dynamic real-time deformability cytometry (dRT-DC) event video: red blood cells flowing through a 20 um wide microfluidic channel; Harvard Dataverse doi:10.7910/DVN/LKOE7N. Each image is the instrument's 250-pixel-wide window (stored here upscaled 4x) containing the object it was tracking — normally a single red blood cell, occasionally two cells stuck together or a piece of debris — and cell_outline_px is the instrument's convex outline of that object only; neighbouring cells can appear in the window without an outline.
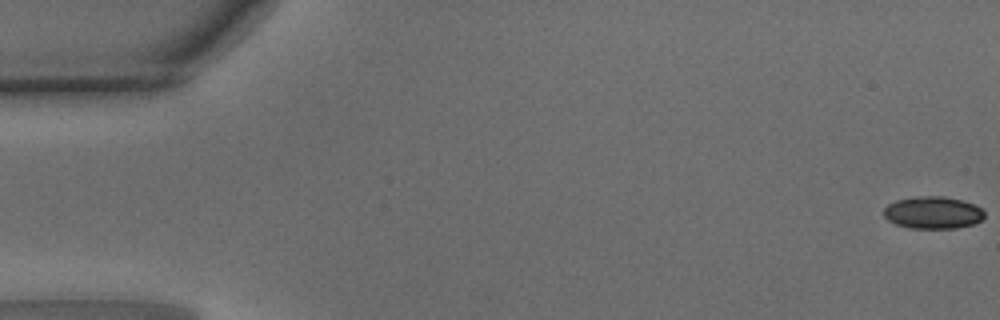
{"species": "common noctule bat (a hibernating species)", "species_latin": "Nyctalus noctula", "temperature_condition": "warm", "stored_images_in_passage": 49, "camera_frame_rate_fps": 3000, "um_per_image_px": 0.085, "animal": {"sex": "male", "body_mass_g": 15.6}, "frame": {"image": 1, "passage_image": 1, "time_ms": 0.0, "image_size_px": [1000, 320], "cell_outline_px": [[984, 216], [980, 220], [972, 224], [956, 228], [908, 228], [896, 224], [888, 220], [884, 216], [884, 208], [888, 204], [896, 200], [916, 196], [944, 196], [976, 204], [984, 212]], "centroid_in_image_um": [79.28, 18.06], "position_along_channel_um": 5.7, "area_um2": 18.9}}
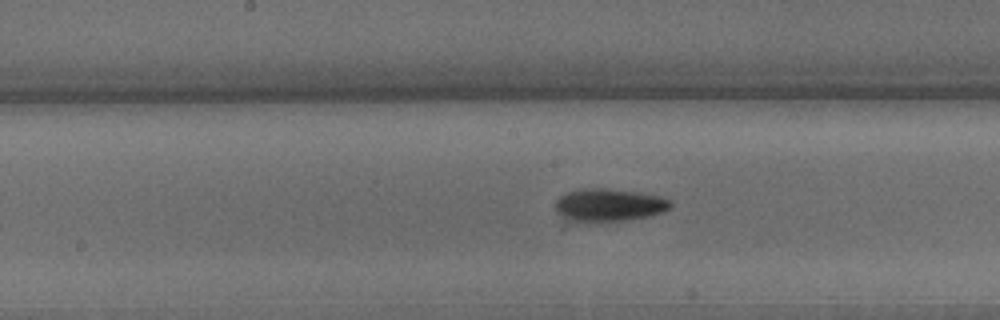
{"frame": {"image": 2, "passage_image": 25, "time_ms": 8.0, "image_size_px": [1000, 320], "cell_outline_px": [[672, 208], [664, 212], [652, 216], [624, 220], [564, 228], [556, 212], [556, 200], [560, 196], [568, 192], [580, 188], [600, 188], [640, 192], [660, 196], [672, 200]], "centroid_in_image_um": [51.62, 17.53], "position_along_channel_um": 196.6, "area_um2": 23.93}}
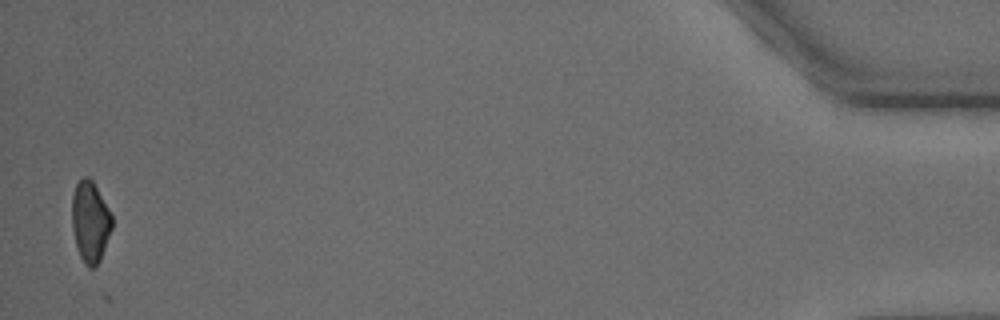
{"frame": {"image": 3, "passage_image": 48, "time_ms": 15.667, "image_size_px": [1000, 320], "cell_outline_px": [[112, 228], [100, 260], [92, 268], [88, 268], [84, 264], [80, 256], [76, 244], [72, 228], [72, 196], [76, 184], [84, 176], [88, 176], [92, 180], [112, 216]], "centroid_in_image_um": [7.66, 18.85], "position_along_channel_um": 427.5, "area_um2": 18.67}, "authors_computed_cell_mechanics": {"area_um2": 19.7098, "velocity_mm_per_s": 4.2115, "shape_relaxation_time_tau1_ms": null, "shape_relaxation_time_tau2_ms": 1.8177, "deformation_change_tau1": null, "deformation_change_tau2": 0.083}}